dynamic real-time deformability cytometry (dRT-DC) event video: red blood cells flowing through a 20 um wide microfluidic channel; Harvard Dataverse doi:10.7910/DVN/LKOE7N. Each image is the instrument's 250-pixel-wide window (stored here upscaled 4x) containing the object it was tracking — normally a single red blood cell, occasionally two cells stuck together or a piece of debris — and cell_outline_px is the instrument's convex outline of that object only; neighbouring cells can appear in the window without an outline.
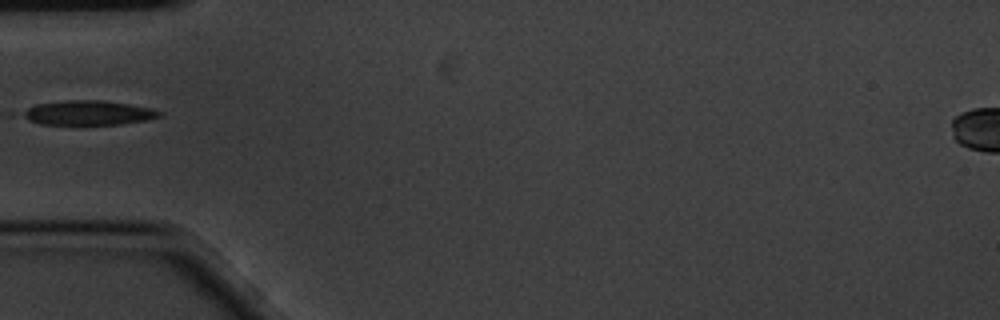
{"species": "common noctule bat (a hibernating species)", "species_latin": "Nyctalus noctula", "temperature_condition": "cold", "stored_images_in_passage": 2, "camera_frame_rate_fps": 3000, "um_per_image_px": 0.085, "animal": {"sex": "male", "body_mass_g": 20.1, "forearm_length_mm": 53.5}, "frame": {"image": 1, "passage_image": 1, "time_ms": 0.0, "image_size_px": [1000, 320], "cell_outline_px": [[160, 116], [144, 120], [120, 124], [40, 124], [28, 120], [20, 116], [20, 112], [36, 104], [68, 100], [104, 100], [152, 108], [160, 112]], "centroid_in_image_um": [7.43, 9.58], "position_along_channel_um": 77.6, "area_um2": 19.36}}
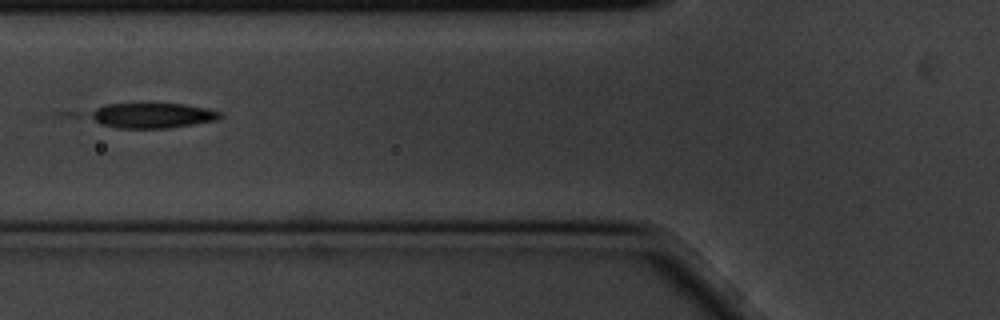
{"frame": {"image": 2, "passage_image": 2, "time_ms": 0.333, "image_size_px": [1000, 320], "cell_outline_px": [[224, 116], [216, 120], [168, 128], [116, 128], [100, 124], [88, 116], [88, 112], [104, 104], [140, 100], [184, 104], [204, 108], [220, 112]], "centroid_in_image_um": [12.84, 9.76], "position_along_channel_um": 113.0, "area_um2": 20.11}}